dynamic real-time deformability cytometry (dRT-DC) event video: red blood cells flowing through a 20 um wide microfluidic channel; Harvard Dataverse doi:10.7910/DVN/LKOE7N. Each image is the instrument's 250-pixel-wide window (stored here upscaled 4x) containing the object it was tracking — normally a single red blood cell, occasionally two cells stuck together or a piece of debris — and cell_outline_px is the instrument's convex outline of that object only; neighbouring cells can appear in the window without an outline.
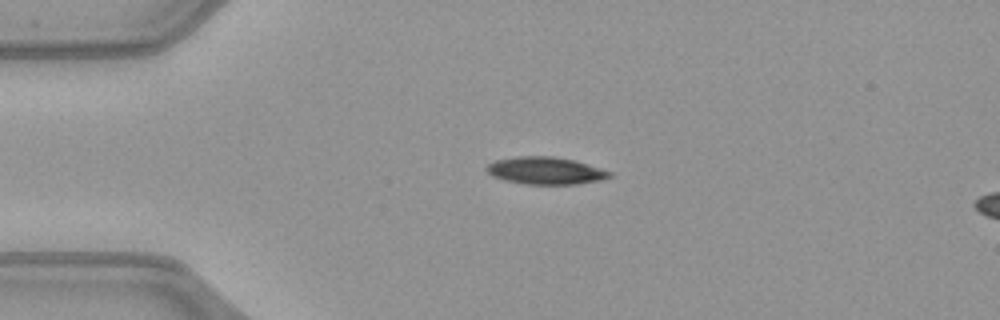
{"species": "common noctule bat (a hibernating species)", "species_latin": "Nyctalus noctula", "temperature_condition": "warm", "stored_images_in_passage": 40, "camera_frame_rate_fps": 3000, "um_per_image_px": 0.085, "animal": {"sex": "female", "body_mass_g": 21.9}, "frame": {"image": 1, "passage_image": 1, "time_ms": 0.0, "image_size_px": [1000, 320], "cell_outline_px": [[612, 176], [600, 180], [580, 184], [524, 184], [504, 180], [492, 176], [484, 168], [488, 164], [496, 160], [520, 156], [552, 156], [576, 160], [612, 172]], "centroid_in_image_um": [46.37, 14.51], "position_along_channel_um": 38.6, "area_um2": 19.65}}
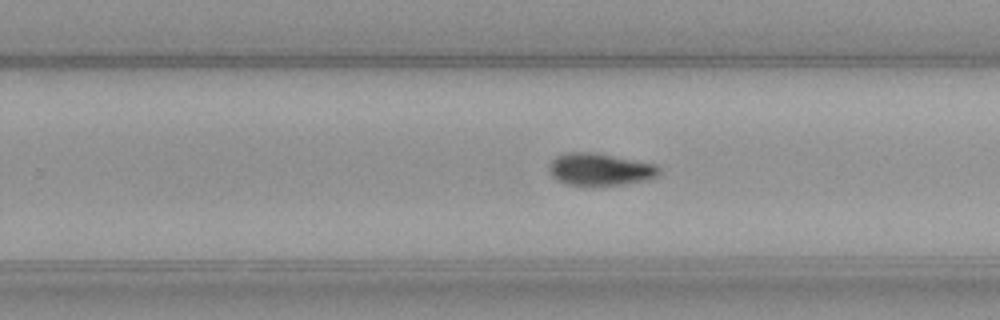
{"frame": {"image": 2, "passage_image": 21, "time_ms": 6.667, "image_size_px": [1000, 320], "cell_outline_px": [[660, 172], [656, 176], [648, 180], [624, 184], [592, 188], [568, 184], [556, 180], [552, 176], [548, 168], [548, 164], [556, 156], [568, 152], [592, 152], [656, 164], [660, 168]], "centroid_in_image_um": [50.97, 14.43], "position_along_channel_um": 278.8, "area_um2": 21.21}}
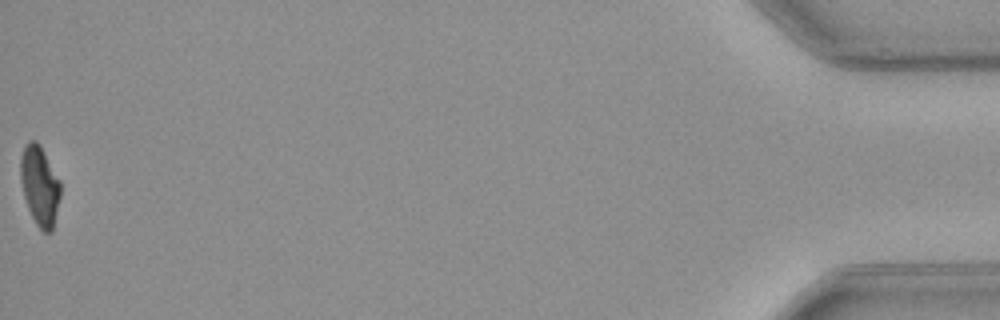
{"frame": {"image": 3, "passage_image": 40, "time_ms": 13.0, "image_size_px": [1000, 320], "cell_outline_px": [[60, 196], [52, 232], [44, 232], [36, 224], [28, 208], [24, 196], [20, 180], [20, 156], [24, 144], [28, 140], [36, 140], [40, 144], [60, 180]], "centroid_in_image_um": [3.36, 15.73], "position_along_channel_um": 431.8, "area_um2": 18.67}, "authors_computed_cell_mechanics": {"area_um2": 20.6057, "velocity_mm_per_s": 4.0773, "shape_relaxation_time_tau1_ms": 5.6294, "shape_relaxation_time_tau2_ms": null, "deformation_change_tau1": 0.1742, "deformation_change_tau2": null}}